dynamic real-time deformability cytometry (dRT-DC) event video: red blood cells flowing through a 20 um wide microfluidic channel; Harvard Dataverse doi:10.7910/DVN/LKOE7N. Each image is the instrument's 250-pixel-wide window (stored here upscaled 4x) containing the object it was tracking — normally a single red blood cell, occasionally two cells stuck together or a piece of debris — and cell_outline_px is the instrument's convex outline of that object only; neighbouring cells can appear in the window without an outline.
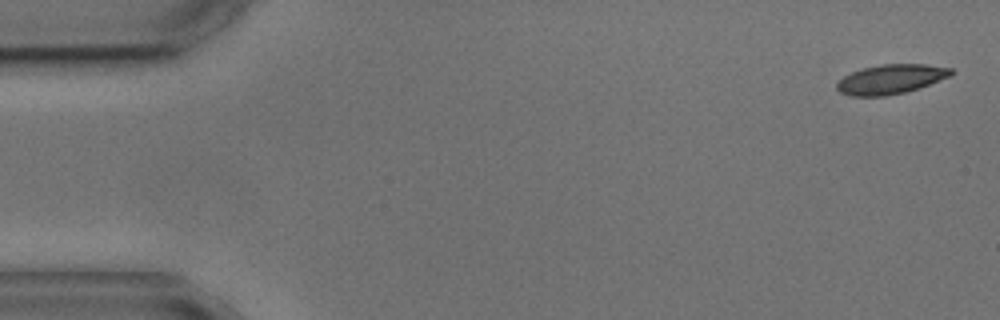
{"species": "common noctule bat (a hibernating species)", "species_latin": "Nyctalus noctula", "temperature_condition": "cold", "stored_images_in_passage": 2, "camera_frame_rate_fps": 3000, "um_per_image_px": 0.085, "animal": {"sex": "male", "body_mass_g": 17.9, "forearm_length_mm": 54.2}, "frame": {"image": 1, "passage_image": 1, "time_ms": 0.0, "image_size_px": [1000, 320], "cell_outline_px": [[952, 72], [948, 76], [928, 84], [904, 92], [884, 96], [852, 96], [840, 92], [836, 88], [836, 84], [844, 76], [852, 72], [864, 68], [880, 64], [924, 64], [952, 68]], "centroid_in_image_um": [75.67, 6.73], "position_along_channel_um": 9.3, "area_um2": 19.19}}